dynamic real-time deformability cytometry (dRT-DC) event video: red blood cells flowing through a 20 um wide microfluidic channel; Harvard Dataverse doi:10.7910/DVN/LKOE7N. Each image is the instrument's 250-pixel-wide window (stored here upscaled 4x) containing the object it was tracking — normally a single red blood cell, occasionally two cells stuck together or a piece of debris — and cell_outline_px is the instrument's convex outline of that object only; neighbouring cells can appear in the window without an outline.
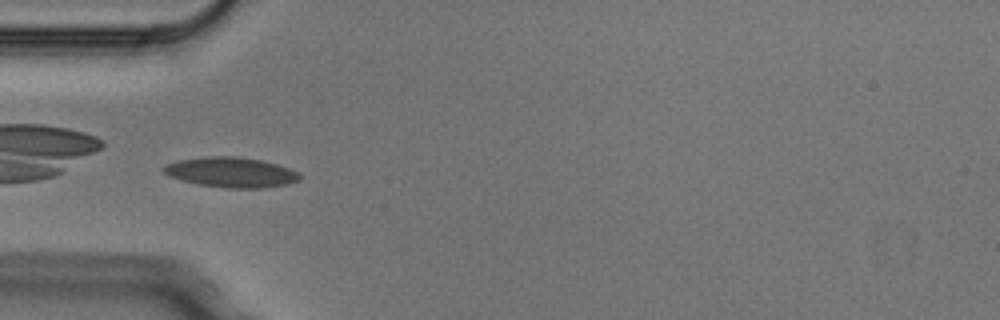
{"species": "Egyptian fruit bat (a non-hibernating species)", "species_latin": "Rousettus aegyptiacus", "temperature_condition": "cold", "stored_images_in_passage": 3, "camera_frame_rate_fps": 3000, "um_per_image_px": 0.085, "animal": {"sex": "male"}, "frame": {"image": 1, "passage_image": 1, "time_ms": 0.0, "image_size_px": [1000, 320], "cell_outline_px": [[300, 180], [288, 184], [264, 188], [228, 188], [200, 184], [168, 176], [164, 172], [164, 164], [176, 160], [204, 156], [232, 156], [260, 160], [276, 164], [288, 168], [296, 172], [300, 176]], "centroid_in_image_um": [19.62, 14.64], "position_along_channel_um": 65.4, "area_um2": 23.7}}
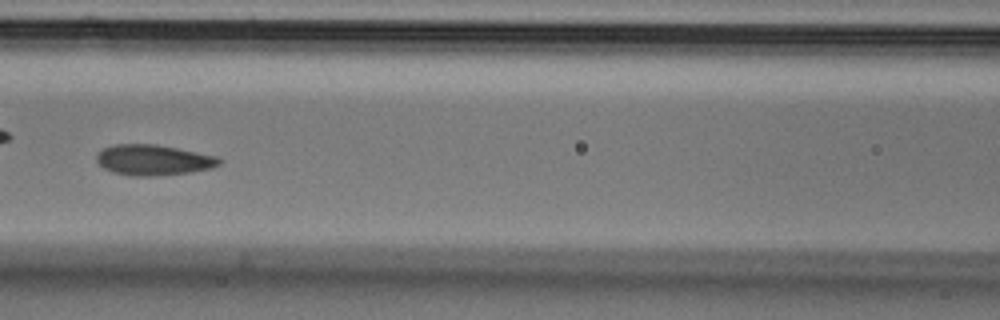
{"frame": {"image": 2, "passage_image": 3, "time_ms": 0.667, "image_size_px": [1000, 320], "cell_outline_px": [[224, 160], [220, 164], [212, 168], [192, 172], [156, 176], [132, 176], [112, 172], [104, 168], [96, 160], [96, 156], [104, 148], [116, 144], [156, 144], [216, 156]], "centroid_in_image_um": [13.06, 13.61], "position_along_channel_um": 153.5, "area_um2": 21.85}}